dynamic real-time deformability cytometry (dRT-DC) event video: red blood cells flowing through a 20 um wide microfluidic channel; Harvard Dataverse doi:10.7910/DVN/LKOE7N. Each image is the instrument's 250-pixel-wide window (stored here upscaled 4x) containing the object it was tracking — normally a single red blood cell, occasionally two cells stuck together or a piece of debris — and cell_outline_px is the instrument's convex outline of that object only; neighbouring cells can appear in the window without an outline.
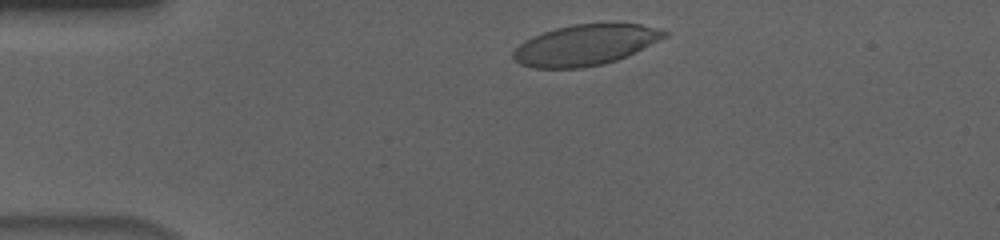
{"species": "human", "species_latin": "Homo sapiens", "temperature_condition": "cold", "stored_images_in_passage": 38, "camera_frame_rate_fps": 3000, "um_per_image_px": 0.085, "donor": {"sex": "male"}, "frame": {"image": 1, "passage_image": 3, "time_ms": 0.667, "image_size_px": [1000, 240], "cell_outline_px": [[668, 36], [628, 56], [604, 64], [584, 68], [532, 68], [520, 64], [512, 56], [512, 52], [524, 40], [532, 36], [556, 28], [572, 24], [640, 24], [656, 28], [668, 32]], "centroid_in_image_um": [49.74, 3.84], "position_along_channel_um": 35.3, "area_um2": 35.84}}
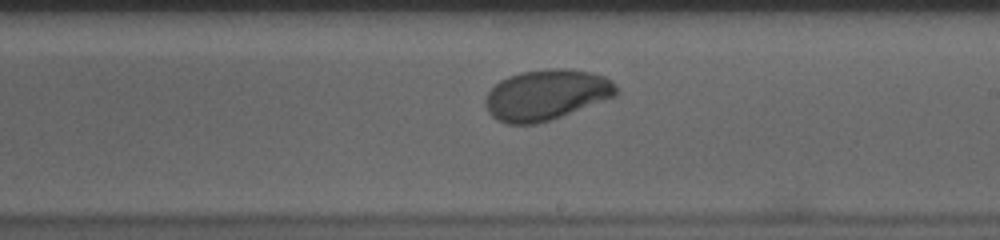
{"frame": {"image": 2, "passage_image": 24, "time_ms": 7.667, "image_size_px": [1000, 240], "cell_outline_px": [[620, 92], [616, 96], [560, 116], [536, 124], [504, 124], [496, 120], [488, 112], [484, 104], [484, 100], [488, 92], [500, 80], [508, 76], [520, 72], [544, 68], [564, 68], [592, 72], [604, 76], [612, 80], [616, 84]], "centroid_in_image_um": [46.43, 8.05], "position_along_channel_um": 242.6, "area_um2": 38.84}}
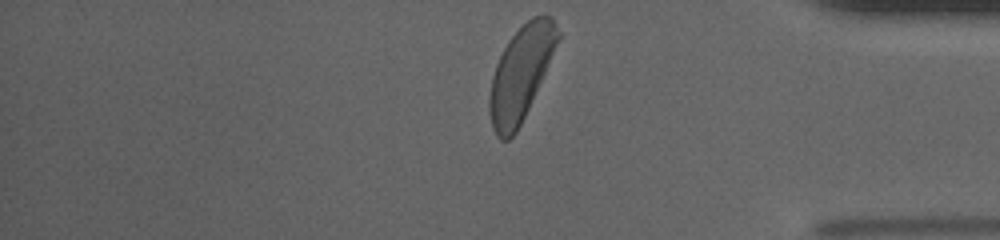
{"frame": {"image": 3, "passage_image": 38, "time_ms": 12.333, "image_size_px": [1000, 240], "cell_outline_px": [[560, 36], [528, 108], [516, 132], [508, 140], [500, 140], [496, 136], [492, 128], [488, 108], [488, 100], [492, 76], [496, 64], [508, 40], [532, 16], [544, 12], [552, 20], [560, 32]], "centroid_in_image_um": [44.23, 6.25], "position_along_channel_um": 391.0, "area_um2": 36.65}, "authors_computed_cell_mechanics": {"area_um2": 38.437, "velocity_mm_per_s": 3.6173, "shape_relaxation_time_tau1_ms": 6.4031, "shape_relaxation_time_tau2_ms": null, "deformation_change_tau1": 0.2486, "deformation_change_tau2": null}}